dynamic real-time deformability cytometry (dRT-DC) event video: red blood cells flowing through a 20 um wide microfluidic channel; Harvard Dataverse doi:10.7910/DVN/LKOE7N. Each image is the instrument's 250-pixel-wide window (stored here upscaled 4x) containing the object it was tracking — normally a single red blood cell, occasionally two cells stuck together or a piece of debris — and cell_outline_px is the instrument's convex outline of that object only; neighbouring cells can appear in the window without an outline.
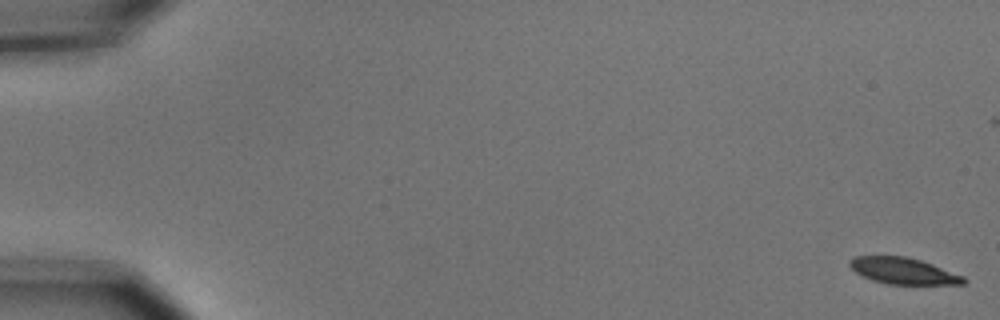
{"species": "common noctule bat (a hibernating species)", "species_latin": "Nyctalus noctula", "temperature_condition": "cold", "stored_images_in_passage": 56, "camera_frame_rate_fps": 3000, "um_per_image_px": 0.085, "animal": {"sex": "male", "body_mass_g": 15.6}, "frame": {"image": 1, "passage_image": 1, "time_ms": 0.0, "image_size_px": [1000, 320], "cell_outline_px": [[968, 280], [964, 284], [884, 284], [872, 280], [856, 272], [848, 264], [848, 260], [852, 256], [904, 256], [920, 260], [932, 264], [964, 276]], "centroid_in_image_um": [76.77, 23.02], "position_along_channel_um": 8.2, "area_um2": 17.51}}
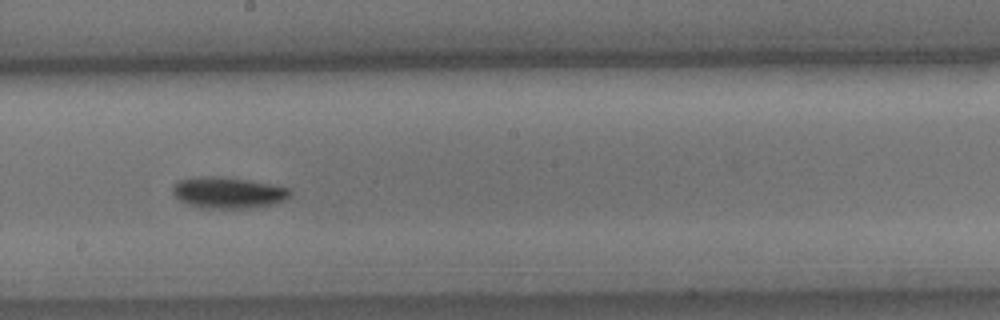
{"frame": {"image": 2, "passage_image": 32, "time_ms": 10.333, "image_size_px": [1000, 320], "cell_outline_px": [[292, 192], [284, 200], [272, 204], [252, 208], [200, 208], [184, 204], [172, 192], [172, 184], [176, 180], [200, 176], [220, 176], [248, 180], [292, 188]], "centroid_in_image_um": [19.34, 16.37], "position_along_channel_um": 228.9, "area_um2": 21.68}}
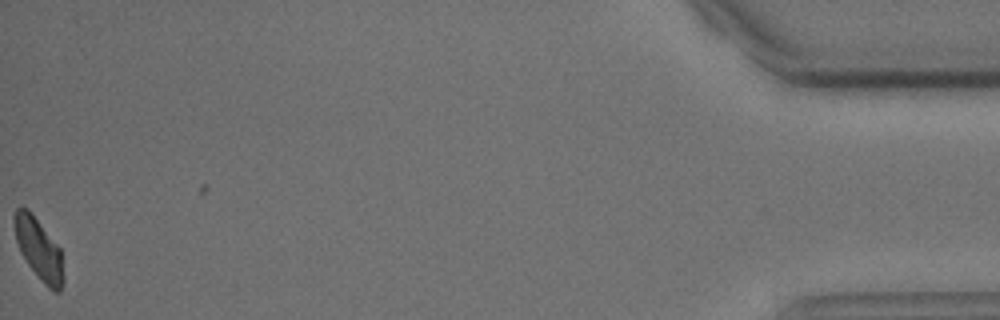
{"frame": {"image": 3, "passage_image": 56, "time_ms": 18.333, "image_size_px": [1000, 320], "cell_outline_px": [[64, 280], [60, 292], [52, 292], [44, 284], [28, 264], [20, 252], [16, 240], [12, 220], [12, 216], [16, 208], [28, 208], [60, 248], [64, 276]], "centroid_in_image_um": [3.29, 21.17], "position_along_channel_um": 431.9, "area_um2": 17.69}, "authors_computed_cell_mechanics": {"area_um2": 19.4208, "velocity_mm_per_s": 3.6615, "shape_relaxation_time_tau1_ms": 2.5237, "shape_relaxation_time_tau2_ms": null, "deformation_change_tau1": 0.0999, "deformation_change_tau2": null}}